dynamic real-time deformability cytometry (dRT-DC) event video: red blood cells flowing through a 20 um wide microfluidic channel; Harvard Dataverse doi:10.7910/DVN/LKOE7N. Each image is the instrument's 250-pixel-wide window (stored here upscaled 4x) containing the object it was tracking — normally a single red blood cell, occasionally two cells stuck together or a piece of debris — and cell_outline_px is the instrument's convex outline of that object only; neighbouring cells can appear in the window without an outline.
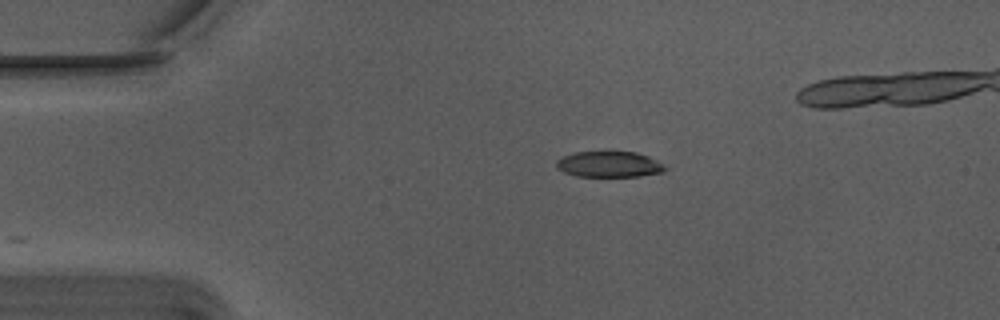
{"species": "Egyptian fruit bat (a non-hibernating species)", "species_latin": "Rousettus aegyptiacus", "temperature_condition": "warm", "stored_images_in_passage": 24, "camera_frame_rate_fps": 3000, "um_per_image_px": 0.085, "animal": {"sex": "male"}, "frame": {"image": 1, "passage_image": 1, "time_ms": 0.0, "image_size_px": [1000, 320], "cell_outline_px": [[668, 168], [664, 172], [640, 176], [576, 176], [564, 172], [556, 168], [556, 160], [564, 156], [576, 152], [636, 152], [648, 156], [656, 160]], "centroid_in_image_um": [51.78, 13.97], "position_along_channel_um": 33.2, "area_um2": 16.3}}
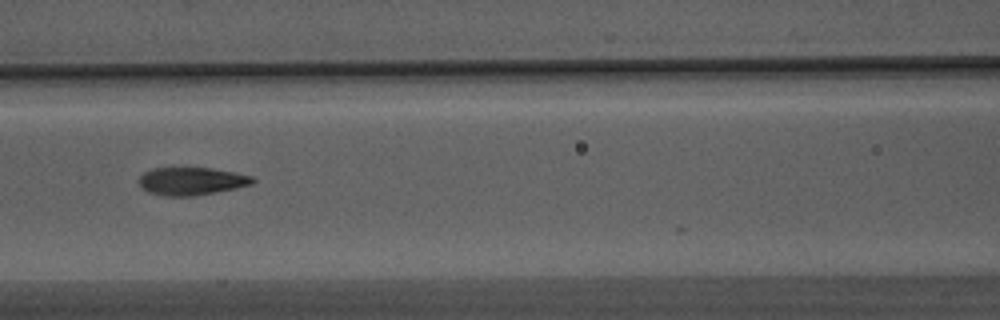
{"frame": {"image": 2, "passage_image": 14, "time_ms": 4.333, "image_size_px": [1000, 320], "cell_outline_px": [[256, 180], [252, 184], [236, 188], [192, 196], [164, 196], [148, 192], [140, 184], [140, 176], [144, 172], [152, 168], [212, 168], [236, 172], [252, 176]], "centroid_in_image_um": [16.3, 15.39], "position_along_channel_um": 150.3, "area_um2": 18.32}}
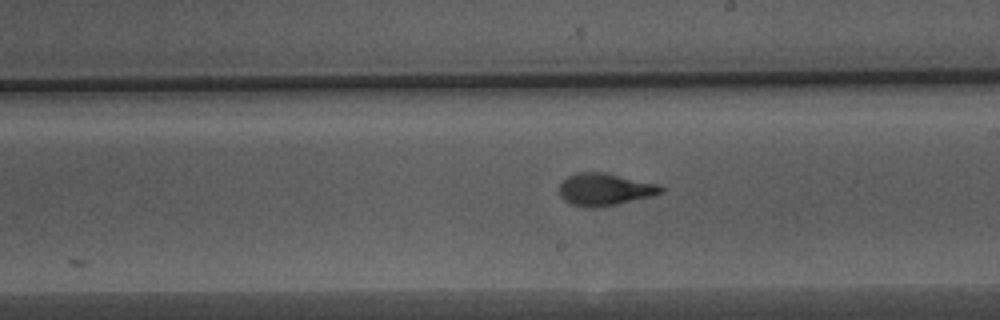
{"frame": {"image": 3, "passage_image": 21, "time_ms": 6.667, "image_size_px": [1000, 320], "cell_outline_px": [[664, 192], [600, 208], [588, 208], [572, 204], [564, 200], [560, 196], [560, 184], [568, 176], [576, 172], [600, 172], [660, 184], [664, 188]], "centroid_in_image_um": [51.38, 16.1], "position_along_channel_um": 237.6, "area_um2": 18.9}}